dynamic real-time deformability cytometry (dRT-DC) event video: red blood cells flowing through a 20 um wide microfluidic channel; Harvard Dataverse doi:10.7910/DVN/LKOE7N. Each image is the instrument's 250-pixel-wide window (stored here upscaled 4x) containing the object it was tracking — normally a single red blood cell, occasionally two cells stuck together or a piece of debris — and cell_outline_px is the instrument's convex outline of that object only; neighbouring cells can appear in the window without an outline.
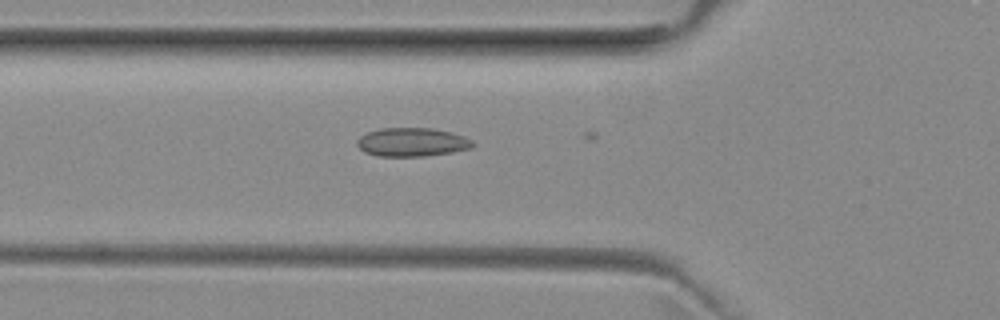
{"species": "common noctule bat (a hibernating species)", "species_latin": "Nyctalus noctula", "temperature_condition": "room temperature", "stored_images_in_passage": 5, "camera_frame_rate_fps": 3000, "um_per_image_px": 0.085, "animal": {"sex": "female", "body_mass_g": 29.2, "forearm_length_mm": 56.3}, "frame": {"image": 1, "passage_image": 2, "time_ms": 0.333, "image_size_px": [1000, 320], "cell_outline_px": [[476, 144], [472, 148], [452, 152], [424, 156], [380, 156], [364, 152], [356, 144], [356, 140], [360, 136], [368, 132], [380, 128], [432, 128], [452, 132], [464, 136], [472, 140]], "centroid_in_image_um": [35.04, 12.08], "position_along_channel_um": 90.8, "area_um2": 19.42}}